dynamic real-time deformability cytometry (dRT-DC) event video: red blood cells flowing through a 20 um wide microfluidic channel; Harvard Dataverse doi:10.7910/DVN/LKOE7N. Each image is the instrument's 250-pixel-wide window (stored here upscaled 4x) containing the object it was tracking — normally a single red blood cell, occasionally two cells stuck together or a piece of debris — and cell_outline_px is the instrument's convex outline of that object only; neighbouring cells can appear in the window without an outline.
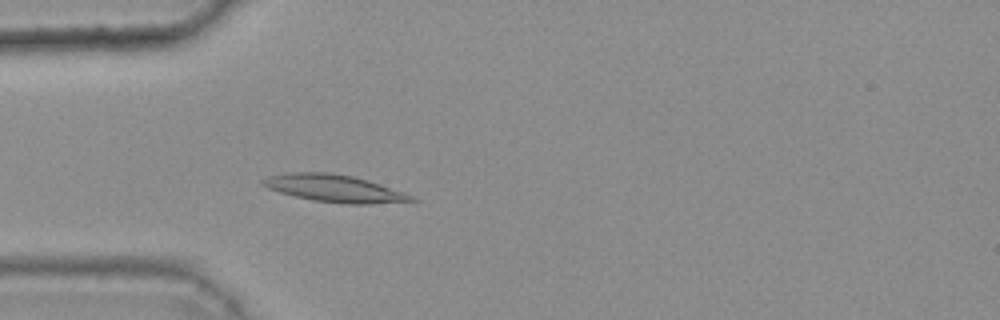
{"species": "common noctule bat (a hibernating species)", "species_latin": "Nyctalus noctula", "temperature_condition": "warm", "stored_images_in_passage": 38, "camera_frame_rate_fps": 3000, "um_per_image_px": 0.085, "animal": {"sex": "female", "body_mass_g": 25.1}, "frame": {"image": 1, "passage_image": 9, "time_ms": 2.667, "image_size_px": [1000, 320], "cell_outline_px": [[420, 200], [368, 204], [344, 204], [312, 200], [280, 192], [268, 188], [260, 184], [260, 180], [268, 176], [288, 172], [332, 172], [352, 176], [368, 180], [404, 192]], "centroid_in_image_um": [28.39, 16.0], "position_along_channel_um": 56.6, "area_um2": 23.64}}
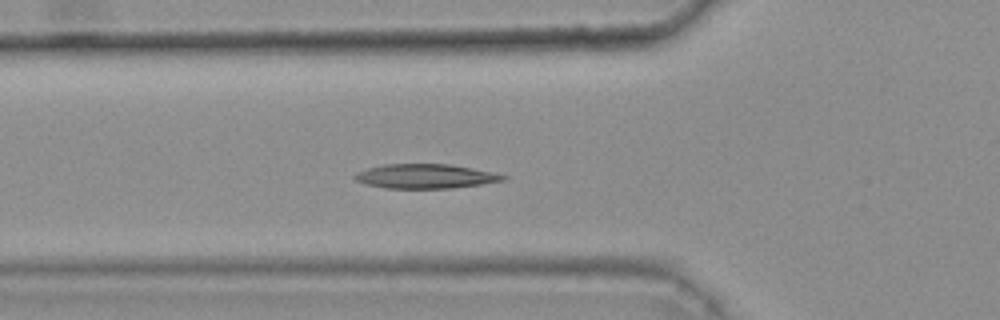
{"frame": {"image": 2, "passage_image": 12, "time_ms": 3.667, "image_size_px": [1000, 320], "cell_outline_px": [[508, 180], [452, 188], [384, 188], [368, 184], [356, 180], [352, 176], [356, 172], [368, 168], [384, 164], [452, 164], [492, 172], [508, 176]], "centroid_in_image_um": [36.18, 14.97], "position_along_channel_um": 89.6, "area_um2": 21.04}}
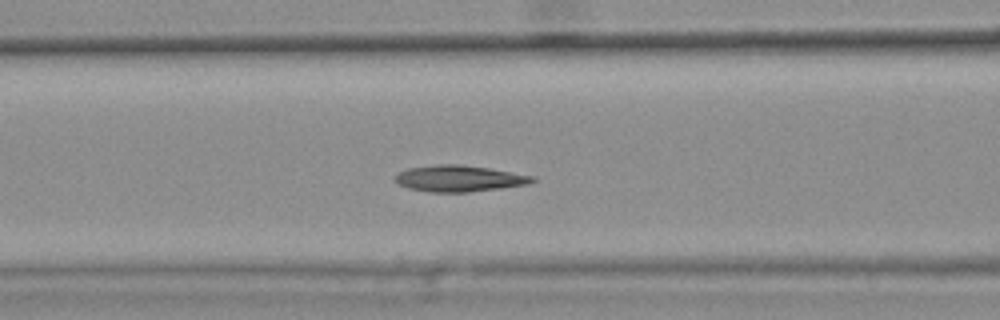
{"frame": {"image": 3, "passage_image": 15, "time_ms": 4.667, "image_size_px": [1000, 320], "cell_outline_px": [[536, 180], [528, 184], [500, 188], [468, 192], [428, 192], [408, 188], [396, 184], [392, 180], [400, 172], [408, 168], [436, 164], [460, 164], [488, 168], [536, 176]], "centroid_in_image_um": [39.0, 15.17], "position_along_channel_um": 127.6, "area_um2": 21.15}, "authors_computed_cell_mechanics": {"area_um2": 20.7791, "velocity_mm_per_s": 3.7693, "shape_relaxation_time_tau1_ms": 7.6441, "shape_relaxation_time_tau2_ms": 3.8573, "deformation_change_tau1": 0.1971, "deformation_change_tau2": 0.1078}}